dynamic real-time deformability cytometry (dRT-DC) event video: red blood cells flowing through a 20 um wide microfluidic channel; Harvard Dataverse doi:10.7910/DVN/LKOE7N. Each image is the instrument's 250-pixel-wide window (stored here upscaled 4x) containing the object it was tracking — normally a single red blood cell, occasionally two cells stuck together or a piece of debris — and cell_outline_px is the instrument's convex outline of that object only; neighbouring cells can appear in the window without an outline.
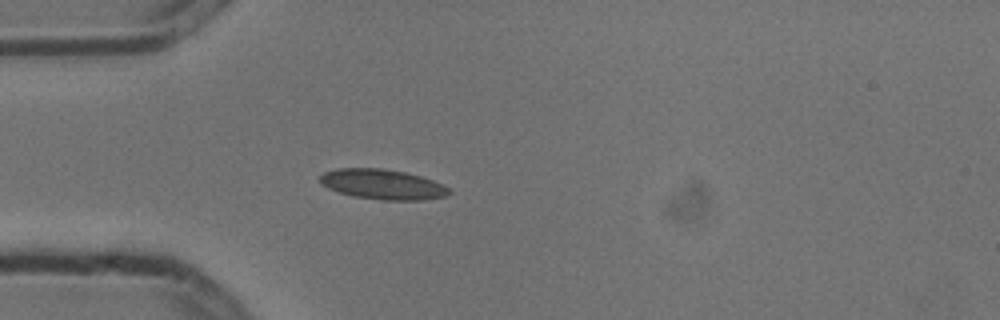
{"species": "common noctule bat (a hibernating species)", "species_latin": "Nyctalus noctula", "temperature_condition": "cold", "stored_images_in_passage": 1, "camera_frame_rate_fps": 3000, "um_per_image_px": 0.085, "animal": {"sex": "male", "body_mass_g": 13.3}, "frame": {"image": 1, "passage_image": 1, "time_ms": 0.0, "image_size_px": [1000, 320], "cell_outline_px": [[452, 192], [444, 196], [424, 200], [384, 200], [352, 196], [328, 188], [320, 184], [320, 176], [324, 172], [336, 168], [384, 168], [404, 172], [420, 176], [432, 180], [448, 188]], "centroid_in_image_um": [32.48, 15.66], "position_along_channel_um": 52.5, "area_um2": 22.54}}